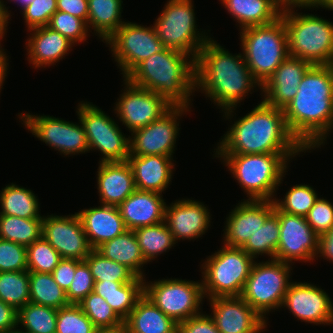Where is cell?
Returning <instances> with one entry per match:
<instances>
[{
  "label": "cell",
  "mask_w": 333,
  "mask_h": 333,
  "mask_svg": "<svg viewBox=\"0 0 333 333\" xmlns=\"http://www.w3.org/2000/svg\"><path fill=\"white\" fill-rule=\"evenodd\" d=\"M305 218L313 231L321 236L333 227V204L323 197L318 198Z\"/></svg>",
  "instance_id": "f907efd6"
},
{
  "label": "cell",
  "mask_w": 333,
  "mask_h": 333,
  "mask_svg": "<svg viewBox=\"0 0 333 333\" xmlns=\"http://www.w3.org/2000/svg\"><path fill=\"white\" fill-rule=\"evenodd\" d=\"M282 308L286 307L297 320L315 325L333 324V302L330 296L311 283L292 281Z\"/></svg>",
  "instance_id": "d6986e66"
},
{
  "label": "cell",
  "mask_w": 333,
  "mask_h": 333,
  "mask_svg": "<svg viewBox=\"0 0 333 333\" xmlns=\"http://www.w3.org/2000/svg\"><path fill=\"white\" fill-rule=\"evenodd\" d=\"M43 218L25 219L14 215H0V239L24 246L42 236Z\"/></svg>",
  "instance_id": "d590c367"
},
{
  "label": "cell",
  "mask_w": 333,
  "mask_h": 333,
  "mask_svg": "<svg viewBox=\"0 0 333 333\" xmlns=\"http://www.w3.org/2000/svg\"><path fill=\"white\" fill-rule=\"evenodd\" d=\"M295 155L299 154L215 155L214 158L222 160L248 200H273Z\"/></svg>",
  "instance_id": "5b68a950"
},
{
  "label": "cell",
  "mask_w": 333,
  "mask_h": 333,
  "mask_svg": "<svg viewBox=\"0 0 333 333\" xmlns=\"http://www.w3.org/2000/svg\"><path fill=\"white\" fill-rule=\"evenodd\" d=\"M97 189L102 205L118 207L135 190L130 164L124 162H98Z\"/></svg>",
  "instance_id": "cb8c5ba5"
},
{
  "label": "cell",
  "mask_w": 333,
  "mask_h": 333,
  "mask_svg": "<svg viewBox=\"0 0 333 333\" xmlns=\"http://www.w3.org/2000/svg\"><path fill=\"white\" fill-rule=\"evenodd\" d=\"M19 119L34 137L65 156L85 154L89 146L83 124L69 122L50 115L18 113Z\"/></svg>",
  "instance_id": "5bb4252c"
},
{
  "label": "cell",
  "mask_w": 333,
  "mask_h": 333,
  "mask_svg": "<svg viewBox=\"0 0 333 333\" xmlns=\"http://www.w3.org/2000/svg\"><path fill=\"white\" fill-rule=\"evenodd\" d=\"M261 84L253 77L242 53L233 54L210 38L195 61V91L205 93L224 119H232L234 110L254 88ZM200 89V90H199ZM239 103V104H238Z\"/></svg>",
  "instance_id": "7a4b0ae2"
},
{
  "label": "cell",
  "mask_w": 333,
  "mask_h": 333,
  "mask_svg": "<svg viewBox=\"0 0 333 333\" xmlns=\"http://www.w3.org/2000/svg\"><path fill=\"white\" fill-rule=\"evenodd\" d=\"M5 2H2L0 0V43L8 30V20H10L11 11H8V7H6V4L4 5Z\"/></svg>",
  "instance_id": "91938a15"
},
{
  "label": "cell",
  "mask_w": 333,
  "mask_h": 333,
  "mask_svg": "<svg viewBox=\"0 0 333 333\" xmlns=\"http://www.w3.org/2000/svg\"><path fill=\"white\" fill-rule=\"evenodd\" d=\"M282 11L289 56L312 65H333V23L314 14Z\"/></svg>",
  "instance_id": "8992f818"
},
{
  "label": "cell",
  "mask_w": 333,
  "mask_h": 333,
  "mask_svg": "<svg viewBox=\"0 0 333 333\" xmlns=\"http://www.w3.org/2000/svg\"><path fill=\"white\" fill-rule=\"evenodd\" d=\"M239 34L243 58L262 86L289 56L283 18L270 24L241 29Z\"/></svg>",
  "instance_id": "52a82bcc"
},
{
  "label": "cell",
  "mask_w": 333,
  "mask_h": 333,
  "mask_svg": "<svg viewBox=\"0 0 333 333\" xmlns=\"http://www.w3.org/2000/svg\"><path fill=\"white\" fill-rule=\"evenodd\" d=\"M177 333H220L209 314L200 313L178 323Z\"/></svg>",
  "instance_id": "816d5d0a"
},
{
  "label": "cell",
  "mask_w": 333,
  "mask_h": 333,
  "mask_svg": "<svg viewBox=\"0 0 333 333\" xmlns=\"http://www.w3.org/2000/svg\"><path fill=\"white\" fill-rule=\"evenodd\" d=\"M17 314L18 311L0 300V333L17 331Z\"/></svg>",
  "instance_id": "11a10c76"
},
{
  "label": "cell",
  "mask_w": 333,
  "mask_h": 333,
  "mask_svg": "<svg viewBox=\"0 0 333 333\" xmlns=\"http://www.w3.org/2000/svg\"><path fill=\"white\" fill-rule=\"evenodd\" d=\"M161 193L135 190L119 206L127 230L152 226L164 221L166 202Z\"/></svg>",
  "instance_id": "484cf974"
},
{
  "label": "cell",
  "mask_w": 333,
  "mask_h": 333,
  "mask_svg": "<svg viewBox=\"0 0 333 333\" xmlns=\"http://www.w3.org/2000/svg\"><path fill=\"white\" fill-rule=\"evenodd\" d=\"M0 300L16 311L30 302L28 270L0 272Z\"/></svg>",
  "instance_id": "ab89813d"
},
{
  "label": "cell",
  "mask_w": 333,
  "mask_h": 333,
  "mask_svg": "<svg viewBox=\"0 0 333 333\" xmlns=\"http://www.w3.org/2000/svg\"><path fill=\"white\" fill-rule=\"evenodd\" d=\"M191 108L173 106L160 119L153 121L146 127L131 133L129 155H162L173 157L176 139L179 135L180 117ZM178 120V121H177Z\"/></svg>",
  "instance_id": "2e32d148"
},
{
  "label": "cell",
  "mask_w": 333,
  "mask_h": 333,
  "mask_svg": "<svg viewBox=\"0 0 333 333\" xmlns=\"http://www.w3.org/2000/svg\"><path fill=\"white\" fill-rule=\"evenodd\" d=\"M57 10L67 12L87 23L88 0H57Z\"/></svg>",
  "instance_id": "db71d44e"
},
{
  "label": "cell",
  "mask_w": 333,
  "mask_h": 333,
  "mask_svg": "<svg viewBox=\"0 0 333 333\" xmlns=\"http://www.w3.org/2000/svg\"><path fill=\"white\" fill-rule=\"evenodd\" d=\"M95 282H132L137 276L125 265L103 257L95 249L84 259Z\"/></svg>",
  "instance_id": "60d3db41"
},
{
  "label": "cell",
  "mask_w": 333,
  "mask_h": 333,
  "mask_svg": "<svg viewBox=\"0 0 333 333\" xmlns=\"http://www.w3.org/2000/svg\"><path fill=\"white\" fill-rule=\"evenodd\" d=\"M318 198L314 188L304 183L292 186L282 200L275 197L273 201L280 211L305 217Z\"/></svg>",
  "instance_id": "b9f144b4"
},
{
  "label": "cell",
  "mask_w": 333,
  "mask_h": 333,
  "mask_svg": "<svg viewBox=\"0 0 333 333\" xmlns=\"http://www.w3.org/2000/svg\"><path fill=\"white\" fill-rule=\"evenodd\" d=\"M292 265L275 259L259 263L255 260L252 265L240 296L266 322V314L281 309L285 294L292 283Z\"/></svg>",
  "instance_id": "30bf717a"
},
{
  "label": "cell",
  "mask_w": 333,
  "mask_h": 333,
  "mask_svg": "<svg viewBox=\"0 0 333 333\" xmlns=\"http://www.w3.org/2000/svg\"><path fill=\"white\" fill-rule=\"evenodd\" d=\"M5 49L2 48V46L0 47V90H2L3 88V83L5 81V78L7 76V71H8V67H9V63H8V56L6 55V51H4ZM1 93V91H0Z\"/></svg>",
  "instance_id": "94428289"
},
{
  "label": "cell",
  "mask_w": 333,
  "mask_h": 333,
  "mask_svg": "<svg viewBox=\"0 0 333 333\" xmlns=\"http://www.w3.org/2000/svg\"><path fill=\"white\" fill-rule=\"evenodd\" d=\"M125 89L115 102L114 111L129 132L160 119L173 106L157 93L132 84L123 78Z\"/></svg>",
  "instance_id": "9a60e30c"
},
{
  "label": "cell",
  "mask_w": 333,
  "mask_h": 333,
  "mask_svg": "<svg viewBox=\"0 0 333 333\" xmlns=\"http://www.w3.org/2000/svg\"><path fill=\"white\" fill-rule=\"evenodd\" d=\"M47 26L68 38L75 45L86 41L89 37L87 23L67 12L57 10L51 16Z\"/></svg>",
  "instance_id": "bcb514c9"
},
{
  "label": "cell",
  "mask_w": 333,
  "mask_h": 333,
  "mask_svg": "<svg viewBox=\"0 0 333 333\" xmlns=\"http://www.w3.org/2000/svg\"><path fill=\"white\" fill-rule=\"evenodd\" d=\"M8 1H13L14 3L19 4L20 3V8H21V12L33 1V0H8Z\"/></svg>",
  "instance_id": "6125c7cd"
},
{
  "label": "cell",
  "mask_w": 333,
  "mask_h": 333,
  "mask_svg": "<svg viewBox=\"0 0 333 333\" xmlns=\"http://www.w3.org/2000/svg\"><path fill=\"white\" fill-rule=\"evenodd\" d=\"M92 249L123 234L127 228L116 206L102 205L77 212Z\"/></svg>",
  "instance_id": "83f0119b"
},
{
  "label": "cell",
  "mask_w": 333,
  "mask_h": 333,
  "mask_svg": "<svg viewBox=\"0 0 333 333\" xmlns=\"http://www.w3.org/2000/svg\"><path fill=\"white\" fill-rule=\"evenodd\" d=\"M220 333H261L266 322L241 296L208 298Z\"/></svg>",
  "instance_id": "ffe728a7"
},
{
  "label": "cell",
  "mask_w": 333,
  "mask_h": 333,
  "mask_svg": "<svg viewBox=\"0 0 333 333\" xmlns=\"http://www.w3.org/2000/svg\"><path fill=\"white\" fill-rule=\"evenodd\" d=\"M98 331L78 304H69L58 309L56 333H97Z\"/></svg>",
  "instance_id": "f6af8a7d"
},
{
  "label": "cell",
  "mask_w": 333,
  "mask_h": 333,
  "mask_svg": "<svg viewBox=\"0 0 333 333\" xmlns=\"http://www.w3.org/2000/svg\"><path fill=\"white\" fill-rule=\"evenodd\" d=\"M280 226L279 217L273 212L265 223L254 234H252L242 249L254 259L259 255L275 259L279 244Z\"/></svg>",
  "instance_id": "74e56055"
},
{
  "label": "cell",
  "mask_w": 333,
  "mask_h": 333,
  "mask_svg": "<svg viewBox=\"0 0 333 333\" xmlns=\"http://www.w3.org/2000/svg\"><path fill=\"white\" fill-rule=\"evenodd\" d=\"M123 330L125 333H177L178 324L143 294L124 321Z\"/></svg>",
  "instance_id": "f1b7e54d"
},
{
  "label": "cell",
  "mask_w": 333,
  "mask_h": 333,
  "mask_svg": "<svg viewBox=\"0 0 333 333\" xmlns=\"http://www.w3.org/2000/svg\"><path fill=\"white\" fill-rule=\"evenodd\" d=\"M221 136L214 155L300 154L307 150L289 131L284 111L262 100Z\"/></svg>",
  "instance_id": "3957f363"
},
{
  "label": "cell",
  "mask_w": 333,
  "mask_h": 333,
  "mask_svg": "<svg viewBox=\"0 0 333 333\" xmlns=\"http://www.w3.org/2000/svg\"><path fill=\"white\" fill-rule=\"evenodd\" d=\"M82 261L76 259H62L52 272L54 280L65 291L70 287L76 267Z\"/></svg>",
  "instance_id": "f5cc1de1"
},
{
  "label": "cell",
  "mask_w": 333,
  "mask_h": 333,
  "mask_svg": "<svg viewBox=\"0 0 333 333\" xmlns=\"http://www.w3.org/2000/svg\"><path fill=\"white\" fill-rule=\"evenodd\" d=\"M123 283H128V282H115V281H110V282H105V281L95 282L93 292H95L98 295H111L112 293L116 292V290Z\"/></svg>",
  "instance_id": "680465c9"
},
{
  "label": "cell",
  "mask_w": 333,
  "mask_h": 333,
  "mask_svg": "<svg viewBox=\"0 0 333 333\" xmlns=\"http://www.w3.org/2000/svg\"><path fill=\"white\" fill-rule=\"evenodd\" d=\"M57 11V0H33L23 11L27 30L47 26L51 16Z\"/></svg>",
  "instance_id": "681fc988"
},
{
  "label": "cell",
  "mask_w": 333,
  "mask_h": 333,
  "mask_svg": "<svg viewBox=\"0 0 333 333\" xmlns=\"http://www.w3.org/2000/svg\"><path fill=\"white\" fill-rule=\"evenodd\" d=\"M104 43L109 45L123 78L142 61L165 48L153 25L146 27L129 21L123 23Z\"/></svg>",
  "instance_id": "4fadbf2b"
},
{
  "label": "cell",
  "mask_w": 333,
  "mask_h": 333,
  "mask_svg": "<svg viewBox=\"0 0 333 333\" xmlns=\"http://www.w3.org/2000/svg\"><path fill=\"white\" fill-rule=\"evenodd\" d=\"M132 84L151 90L172 106L190 107L195 92V60L164 48L142 61L127 77Z\"/></svg>",
  "instance_id": "277c9868"
},
{
  "label": "cell",
  "mask_w": 333,
  "mask_h": 333,
  "mask_svg": "<svg viewBox=\"0 0 333 333\" xmlns=\"http://www.w3.org/2000/svg\"><path fill=\"white\" fill-rule=\"evenodd\" d=\"M57 311L51 307L29 302L18 310L17 325L21 328L17 331L19 333H56Z\"/></svg>",
  "instance_id": "8d00e7d4"
},
{
  "label": "cell",
  "mask_w": 333,
  "mask_h": 333,
  "mask_svg": "<svg viewBox=\"0 0 333 333\" xmlns=\"http://www.w3.org/2000/svg\"><path fill=\"white\" fill-rule=\"evenodd\" d=\"M173 161L172 157L162 155H129L127 162L132 168L135 188L164 193L172 182L175 170Z\"/></svg>",
  "instance_id": "4316f807"
},
{
  "label": "cell",
  "mask_w": 333,
  "mask_h": 333,
  "mask_svg": "<svg viewBox=\"0 0 333 333\" xmlns=\"http://www.w3.org/2000/svg\"><path fill=\"white\" fill-rule=\"evenodd\" d=\"M283 111L289 131L307 152L325 145L333 129V65H312Z\"/></svg>",
  "instance_id": "6da1fadb"
},
{
  "label": "cell",
  "mask_w": 333,
  "mask_h": 333,
  "mask_svg": "<svg viewBox=\"0 0 333 333\" xmlns=\"http://www.w3.org/2000/svg\"><path fill=\"white\" fill-rule=\"evenodd\" d=\"M30 36L26 40L29 64L33 68H46L56 65L75 46L68 38L48 26L36 27L28 30Z\"/></svg>",
  "instance_id": "d4e9b609"
},
{
  "label": "cell",
  "mask_w": 333,
  "mask_h": 333,
  "mask_svg": "<svg viewBox=\"0 0 333 333\" xmlns=\"http://www.w3.org/2000/svg\"><path fill=\"white\" fill-rule=\"evenodd\" d=\"M30 302L60 309L69 305L66 291L54 280L52 273L29 271Z\"/></svg>",
  "instance_id": "836d02e7"
},
{
  "label": "cell",
  "mask_w": 333,
  "mask_h": 333,
  "mask_svg": "<svg viewBox=\"0 0 333 333\" xmlns=\"http://www.w3.org/2000/svg\"><path fill=\"white\" fill-rule=\"evenodd\" d=\"M274 212L279 217L280 226L275 260L290 264L295 261L313 262L318 255L319 236L307 223L306 218L285 213L276 206Z\"/></svg>",
  "instance_id": "e0dca14e"
},
{
  "label": "cell",
  "mask_w": 333,
  "mask_h": 333,
  "mask_svg": "<svg viewBox=\"0 0 333 333\" xmlns=\"http://www.w3.org/2000/svg\"><path fill=\"white\" fill-rule=\"evenodd\" d=\"M308 61L288 56L261 87V96L268 105L284 109L297 94L307 70Z\"/></svg>",
  "instance_id": "603a6c76"
},
{
  "label": "cell",
  "mask_w": 333,
  "mask_h": 333,
  "mask_svg": "<svg viewBox=\"0 0 333 333\" xmlns=\"http://www.w3.org/2000/svg\"><path fill=\"white\" fill-rule=\"evenodd\" d=\"M318 257L333 263V227L325 234L319 236L318 255L316 258Z\"/></svg>",
  "instance_id": "6f0895ef"
},
{
  "label": "cell",
  "mask_w": 333,
  "mask_h": 333,
  "mask_svg": "<svg viewBox=\"0 0 333 333\" xmlns=\"http://www.w3.org/2000/svg\"><path fill=\"white\" fill-rule=\"evenodd\" d=\"M77 107L89 152L98 150L103 156L99 162L127 161L130 137L124 135L116 121L91 102L80 101Z\"/></svg>",
  "instance_id": "7c38bea8"
},
{
  "label": "cell",
  "mask_w": 333,
  "mask_h": 333,
  "mask_svg": "<svg viewBox=\"0 0 333 333\" xmlns=\"http://www.w3.org/2000/svg\"><path fill=\"white\" fill-rule=\"evenodd\" d=\"M94 284L95 281L88 264L82 261L76 267L72 283L66 291L69 304L80 303L90 292H93Z\"/></svg>",
  "instance_id": "c3c4849f"
},
{
  "label": "cell",
  "mask_w": 333,
  "mask_h": 333,
  "mask_svg": "<svg viewBox=\"0 0 333 333\" xmlns=\"http://www.w3.org/2000/svg\"><path fill=\"white\" fill-rule=\"evenodd\" d=\"M42 236L62 259L84 261L93 250L77 213L43 216Z\"/></svg>",
  "instance_id": "ac0fdd59"
},
{
  "label": "cell",
  "mask_w": 333,
  "mask_h": 333,
  "mask_svg": "<svg viewBox=\"0 0 333 333\" xmlns=\"http://www.w3.org/2000/svg\"><path fill=\"white\" fill-rule=\"evenodd\" d=\"M122 0H88L87 26L103 42L108 40L125 23L122 17Z\"/></svg>",
  "instance_id": "1f68e13d"
},
{
  "label": "cell",
  "mask_w": 333,
  "mask_h": 333,
  "mask_svg": "<svg viewBox=\"0 0 333 333\" xmlns=\"http://www.w3.org/2000/svg\"><path fill=\"white\" fill-rule=\"evenodd\" d=\"M78 305L98 330L117 331L124 329V321L105 299L95 292H90Z\"/></svg>",
  "instance_id": "f35d334b"
},
{
  "label": "cell",
  "mask_w": 333,
  "mask_h": 333,
  "mask_svg": "<svg viewBox=\"0 0 333 333\" xmlns=\"http://www.w3.org/2000/svg\"><path fill=\"white\" fill-rule=\"evenodd\" d=\"M203 202L180 199L166 205L164 222L176 243L202 237L211 225V214Z\"/></svg>",
  "instance_id": "7402d4cb"
},
{
  "label": "cell",
  "mask_w": 333,
  "mask_h": 333,
  "mask_svg": "<svg viewBox=\"0 0 333 333\" xmlns=\"http://www.w3.org/2000/svg\"><path fill=\"white\" fill-rule=\"evenodd\" d=\"M254 262L242 248L223 244L201 264L205 298L240 296Z\"/></svg>",
  "instance_id": "ba28073f"
},
{
  "label": "cell",
  "mask_w": 333,
  "mask_h": 333,
  "mask_svg": "<svg viewBox=\"0 0 333 333\" xmlns=\"http://www.w3.org/2000/svg\"><path fill=\"white\" fill-rule=\"evenodd\" d=\"M277 5L281 8L282 11L287 9H314L325 6L326 0H276Z\"/></svg>",
  "instance_id": "9f6ffc18"
},
{
  "label": "cell",
  "mask_w": 333,
  "mask_h": 333,
  "mask_svg": "<svg viewBox=\"0 0 333 333\" xmlns=\"http://www.w3.org/2000/svg\"><path fill=\"white\" fill-rule=\"evenodd\" d=\"M97 333H125L124 330H117V331H102L99 330Z\"/></svg>",
  "instance_id": "be15d7a7"
},
{
  "label": "cell",
  "mask_w": 333,
  "mask_h": 333,
  "mask_svg": "<svg viewBox=\"0 0 333 333\" xmlns=\"http://www.w3.org/2000/svg\"><path fill=\"white\" fill-rule=\"evenodd\" d=\"M144 294V279L136 277L132 282L123 283L111 295H100L115 313L125 321L134 309L137 300Z\"/></svg>",
  "instance_id": "7bdbcfd3"
},
{
  "label": "cell",
  "mask_w": 333,
  "mask_h": 333,
  "mask_svg": "<svg viewBox=\"0 0 333 333\" xmlns=\"http://www.w3.org/2000/svg\"><path fill=\"white\" fill-rule=\"evenodd\" d=\"M26 270V246L0 239V272Z\"/></svg>",
  "instance_id": "7dc6e473"
},
{
  "label": "cell",
  "mask_w": 333,
  "mask_h": 333,
  "mask_svg": "<svg viewBox=\"0 0 333 333\" xmlns=\"http://www.w3.org/2000/svg\"><path fill=\"white\" fill-rule=\"evenodd\" d=\"M27 270L38 273H52L62 260L59 253L41 236L27 246Z\"/></svg>",
  "instance_id": "ee69618b"
},
{
  "label": "cell",
  "mask_w": 333,
  "mask_h": 333,
  "mask_svg": "<svg viewBox=\"0 0 333 333\" xmlns=\"http://www.w3.org/2000/svg\"><path fill=\"white\" fill-rule=\"evenodd\" d=\"M238 22L239 29L266 25L281 17L276 0H219Z\"/></svg>",
  "instance_id": "f546056e"
},
{
  "label": "cell",
  "mask_w": 333,
  "mask_h": 333,
  "mask_svg": "<svg viewBox=\"0 0 333 333\" xmlns=\"http://www.w3.org/2000/svg\"><path fill=\"white\" fill-rule=\"evenodd\" d=\"M192 2L167 0L153 27L165 48L187 54L196 61L199 51L211 37L206 30L198 31Z\"/></svg>",
  "instance_id": "9c48e42d"
},
{
  "label": "cell",
  "mask_w": 333,
  "mask_h": 333,
  "mask_svg": "<svg viewBox=\"0 0 333 333\" xmlns=\"http://www.w3.org/2000/svg\"><path fill=\"white\" fill-rule=\"evenodd\" d=\"M95 250L103 257L125 265L137 277L145 279V273L142 268L147 262L143 258L133 230H126L118 237L104 242Z\"/></svg>",
  "instance_id": "4dcf8cb0"
},
{
  "label": "cell",
  "mask_w": 333,
  "mask_h": 333,
  "mask_svg": "<svg viewBox=\"0 0 333 333\" xmlns=\"http://www.w3.org/2000/svg\"><path fill=\"white\" fill-rule=\"evenodd\" d=\"M143 258L147 263L154 261L157 256L166 253L176 242L165 222L152 226H143L133 230Z\"/></svg>",
  "instance_id": "e575fe53"
},
{
  "label": "cell",
  "mask_w": 333,
  "mask_h": 333,
  "mask_svg": "<svg viewBox=\"0 0 333 333\" xmlns=\"http://www.w3.org/2000/svg\"><path fill=\"white\" fill-rule=\"evenodd\" d=\"M0 192V215H14L25 219L43 218L39 211L38 196L32 190L11 183Z\"/></svg>",
  "instance_id": "d6a6232c"
},
{
  "label": "cell",
  "mask_w": 333,
  "mask_h": 333,
  "mask_svg": "<svg viewBox=\"0 0 333 333\" xmlns=\"http://www.w3.org/2000/svg\"><path fill=\"white\" fill-rule=\"evenodd\" d=\"M274 211L273 200H241L226 218L223 244L242 248Z\"/></svg>",
  "instance_id": "44dd1931"
},
{
  "label": "cell",
  "mask_w": 333,
  "mask_h": 333,
  "mask_svg": "<svg viewBox=\"0 0 333 333\" xmlns=\"http://www.w3.org/2000/svg\"><path fill=\"white\" fill-rule=\"evenodd\" d=\"M200 281L163 278L149 283L144 279V294L178 324L202 313L205 296Z\"/></svg>",
  "instance_id": "8fae6325"
}]
</instances>
